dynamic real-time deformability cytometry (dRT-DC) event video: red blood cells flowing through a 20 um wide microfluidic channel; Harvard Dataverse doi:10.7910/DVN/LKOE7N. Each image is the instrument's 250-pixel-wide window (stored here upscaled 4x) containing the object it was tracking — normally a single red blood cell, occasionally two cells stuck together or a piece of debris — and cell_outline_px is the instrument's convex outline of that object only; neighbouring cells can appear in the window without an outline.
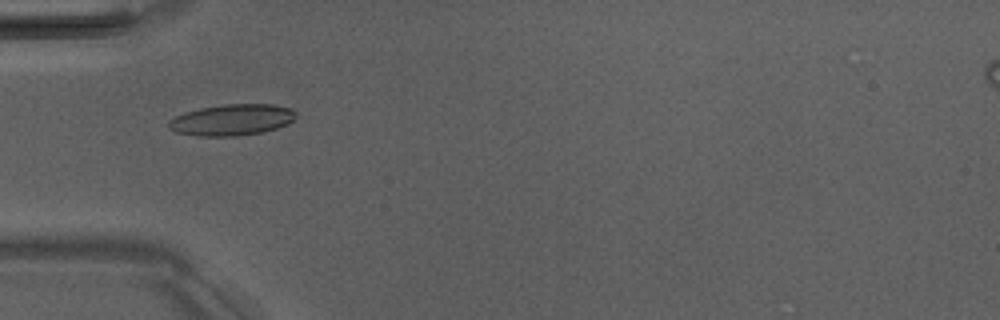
{"species": "Egyptian fruit bat (a non-hibernating species)", "species_latin": "Rousettus aegyptiacus", "temperature_condition": "room temperature", "stored_images_in_passage": 7, "camera_frame_rate_fps": 3000, "um_per_image_px": 0.085, "animal": {"sex": "male"}, "frame": {"image": 1, "passage_image": 5, "time_ms": 5.333, "image_size_px": [1000, 320], "cell_outline_px": [[296, 116], [288, 124], [276, 128], [260, 132], [236, 136], [200, 136], [176, 132], [168, 128], [168, 120], [184, 112], [200, 108], [224, 104], [272, 104], [292, 108], [296, 112]], "centroid_in_image_um": [19.7, 10.18], "position_along_channel_um": 65.3, "area_um2": 23.18}}
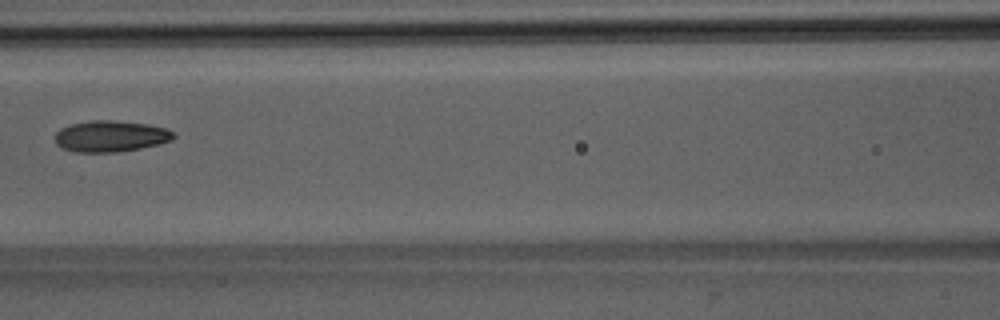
{"frame": {"image": 2, "passage_image": 7, "time_ms": 7.667, "image_size_px": [1000, 320], "cell_outline_px": [[176, 136], [172, 140], [160, 144], [140, 148], [116, 152], [76, 152], [60, 148], [56, 144], [56, 132], [60, 128], [72, 124], [92, 120], [112, 120], [148, 124], [168, 128], [176, 132]], "centroid_in_image_um": [9.44, 11.58], "position_along_channel_um": 157.2, "area_um2": 21.79}}